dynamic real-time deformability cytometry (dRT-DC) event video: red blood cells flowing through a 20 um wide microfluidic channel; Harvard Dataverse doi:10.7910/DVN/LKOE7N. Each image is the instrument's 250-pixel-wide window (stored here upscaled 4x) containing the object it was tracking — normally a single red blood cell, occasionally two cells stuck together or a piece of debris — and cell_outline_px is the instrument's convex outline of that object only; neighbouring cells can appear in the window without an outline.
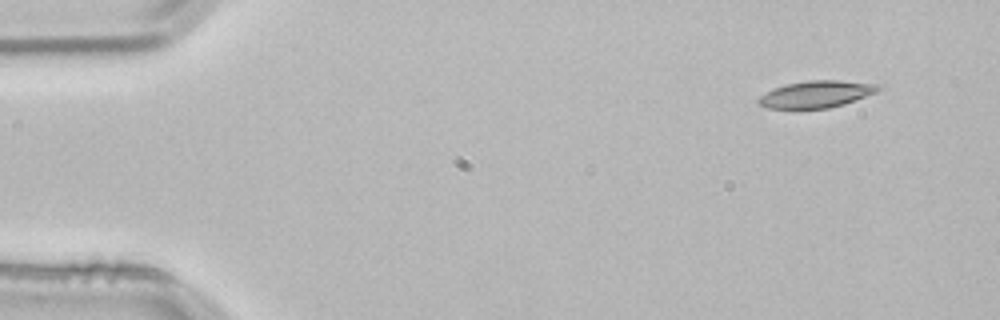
{"species": "common noctule bat (a hibernating species)", "species_latin": "Nyctalus noctula", "temperature_condition": "room temperature", "stored_images_in_passage": 4, "segment_of_instrument_passage": [1, 2], "camera_frame_rate_fps": 3000, "um_per_image_px": 0.085, "animal": {"sex": "male", "body_mass_g": 21.5, "forearm_length_mm": 52.0}, "frame": {"image": 1, "passage_image": 1, "time_ms": 0.0, "image_size_px": [1000, 320], "cell_outline_px": [[884, 88], [876, 92], [844, 104], [828, 108], [768, 108], [760, 104], [756, 100], [760, 96], [772, 88], [788, 84], [808, 80], [840, 80], [884, 84]], "centroid_in_image_um": [69.45, 7.99], "position_along_channel_um": 15.6, "area_um2": 18.84}}
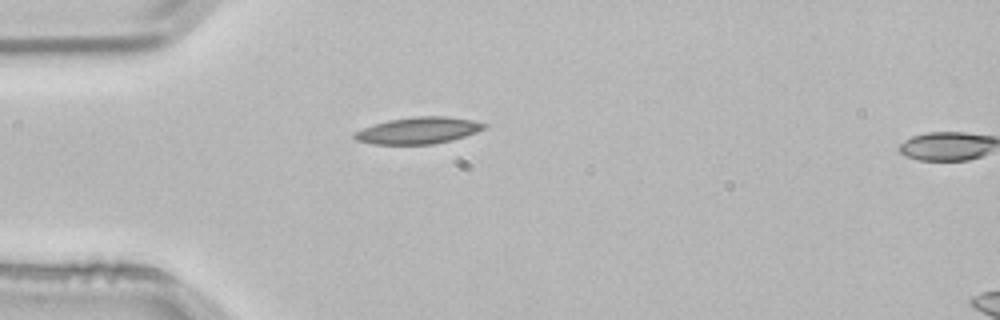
{"frame": {"image": 2, "passage_image": 3, "time_ms": 0.667, "image_size_px": [1000, 320], "cell_outline_px": [[488, 128], [452, 140], [432, 144], [372, 144], [356, 140], [352, 136], [352, 132], [388, 120], [412, 116], [448, 116], [472, 120], [488, 124]], "centroid_in_image_um": [35.57, 11.08], "position_along_channel_um": 49.4, "area_um2": 20.23}}